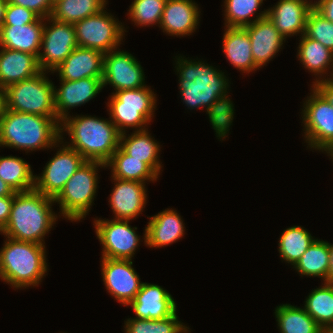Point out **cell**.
Returning a JSON list of instances; mask_svg holds the SVG:
<instances>
[{"instance_id": "6da1fadb", "label": "cell", "mask_w": 333, "mask_h": 333, "mask_svg": "<svg viewBox=\"0 0 333 333\" xmlns=\"http://www.w3.org/2000/svg\"><path fill=\"white\" fill-rule=\"evenodd\" d=\"M175 57L183 103L190 110L205 108L216 136L223 141L234 119V105L227 95L228 78L205 61Z\"/></svg>"}, {"instance_id": "7a4b0ae2", "label": "cell", "mask_w": 333, "mask_h": 333, "mask_svg": "<svg viewBox=\"0 0 333 333\" xmlns=\"http://www.w3.org/2000/svg\"><path fill=\"white\" fill-rule=\"evenodd\" d=\"M52 204L53 198L35 189L15 193L9 220L0 233L15 240L44 245L45 235L51 231L58 217Z\"/></svg>"}, {"instance_id": "3957f363", "label": "cell", "mask_w": 333, "mask_h": 333, "mask_svg": "<svg viewBox=\"0 0 333 333\" xmlns=\"http://www.w3.org/2000/svg\"><path fill=\"white\" fill-rule=\"evenodd\" d=\"M68 133L67 146L79 152L86 161L106 164L120 144V133L111 120L96 116H68L60 123V136ZM68 143V144H67Z\"/></svg>"}, {"instance_id": "277c9868", "label": "cell", "mask_w": 333, "mask_h": 333, "mask_svg": "<svg viewBox=\"0 0 333 333\" xmlns=\"http://www.w3.org/2000/svg\"><path fill=\"white\" fill-rule=\"evenodd\" d=\"M60 140L57 117L33 115L6 109L0 119V147L35 151L52 149Z\"/></svg>"}, {"instance_id": "5b68a950", "label": "cell", "mask_w": 333, "mask_h": 333, "mask_svg": "<svg viewBox=\"0 0 333 333\" xmlns=\"http://www.w3.org/2000/svg\"><path fill=\"white\" fill-rule=\"evenodd\" d=\"M4 237L0 279L15 289L38 286L48 271L45 245Z\"/></svg>"}, {"instance_id": "8992f818", "label": "cell", "mask_w": 333, "mask_h": 333, "mask_svg": "<svg viewBox=\"0 0 333 333\" xmlns=\"http://www.w3.org/2000/svg\"><path fill=\"white\" fill-rule=\"evenodd\" d=\"M156 101V94L149 86L112 92L107 102L109 119L120 134L126 133L128 128L147 129L154 117Z\"/></svg>"}, {"instance_id": "52a82bcc", "label": "cell", "mask_w": 333, "mask_h": 333, "mask_svg": "<svg viewBox=\"0 0 333 333\" xmlns=\"http://www.w3.org/2000/svg\"><path fill=\"white\" fill-rule=\"evenodd\" d=\"M106 164L98 161H86L68 180L61 192L54 198L60 214L72 222L85 218L94 203L98 186V168Z\"/></svg>"}, {"instance_id": "ba28073f", "label": "cell", "mask_w": 333, "mask_h": 333, "mask_svg": "<svg viewBox=\"0 0 333 333\" xmlns=\"http://www.w3.org/2000/svg\"><path fill=\"white\" fill-rule=\"evenodd\" d=\"M38 74L5 88L6 107L15 112L47 117H57L54 107V84L46 76Z\"/></svg>"}, {"instance_id": "9c48e42d", "label": "cell", "mask_w": 333, "mask_h": 333, "mask_svg": "<svg viewBox=\"0 0 333 333\" xmlns=\"http://www.w3.org/2000/svg\"><path fill=\"white\" fill-rule=\"evenodd\" d=\"M310 89L312 94L301 112L305 142L307 148L325 151L328 156L333 152V107L313 86Z\"/></svg>"}, {"instance_id": "30bf717a", "label": "cell", "mask_w": 333, "mask_h": 333, "mask_svg": "<svg viewBox=\"0 0 333 333\" xmlns=\"http://www.w3.org/2000/svg\"><path fill=\"white\" fill-rule=\"evenodd\" d=\"M74 27L79 47L96 49L104 54L119 49L126 32L122 22L104 9L78 21Z\"/></svg>"}, {"instance_id": "8fae6325", "label": "cell", "mask_w": 333, "mask_h": 333, "mask_svg": "<svg viewBox=\"0 0 333 333\" xmlns=\"http://www.w3.org/2000/svg\"><path fill=\"white\" fill-rule=\"evenodd\" d=\"M63 136L56 143L58 151L43 168L40 176L35 175L34 189L43 195L55 198L64 188L68 180L86 162L75 149L63 143ZM59 144H63L59 146ZM63 146V147H62Z\"/></svg>"}, {"instance_id": "7c38bea8", "label": "cell", "mask_w": 333, "mask_h": 333, "mask_svg": "<svg viewBox=\"0 0 333 333\" xmlns=\"http://www.w3.org/2000/svg\"><path fill=\"white\" fill-rule=\"evenodd\" d=\"M77 46L74 24L57 21L51 17L44 18L41 41L43 52L38 56L40 70L52 73Z\"/></svg>"}, {"instance_id": "4fadbf2b", "label": "cell", "mask_w": 333, "mask_h": 333, "mask_svg": "<svg viewBox=\"0 0 333 333\" xmlns=\"http://www.w3.org/2000/svg\"><path fill=\"white\" fill-rule=\"evenodd\" d=\"M93 223L103 247L101 258L132 260L141 241L136 233L137 227L130 226L129 220L121 219L95 218Z\"/></svg>"}, {"instance_id": "5bb4252c", "label": "cell", "mask_w": 333, "mask_h": 333, "mask_svg": "<svg viewBox=\"0 0 333 333\" xmlns=\"http://www.w3.org/2000/svg\"><path fill=\"white\" fill-rule=\"evenodd\" d=\"M103 87L111 85L115 92L146 86L140 62L127 51L111 50L104 54Z\"/></svg>"}, {"instance_id": "9a60e30c", "label": "cell", "mask_w": 333, "mask_h": 333, "mask_svg": "<svg viewBox=\"0 0 333 333\" xmlns=\"http://www.w3.org/2000/svg\"><path fill=\"white\" fill-rule=\"evenodd\" d=\"M101 274L106 290L122 305H129L141 289L132 260L101 258Z\"/></svg>"}, {"instance_id": "2e32d148", "label": "cell", "mask_w": 333, "mask_h": 333, "mask_svg": "<svg viewBox=\"0 0 333 333\" xmlns=\"http://www.w3.org/2000/svg\"><path fill=\"white\" fill-rule=\"evenodd\" d=\"M103 77L82 78L77 81L60 79V88L54 86V107L57 120L61 123L68 117L69 109L88 103L101 92Z\"/></svg>"}, {"instance_id": "e0dca14e", "label": "cell", "mask_w": 333, "mask_h": 333, "mask_svg": "<svg viewBox=\"0 0 333 333\" xmlns=\"http://www.w3.org/2000/svg\"><path fill=\"white\" fill-rule=\"evenodd\" d=\"M114 187L109 203L114 213V219L132 220L139 216L147 201L146 183L112 178Z\"/></svg>"}, {"instance_id": "ac0fdd59", "label": "cell", "mask_w": 333, "mask_h": 333, "mask_svg": "<svg viewBox=\"0 0 333 333\" xmlns=\"http://www.w3.org/2000/svg\"><path fill=\"white\" fill-rule=\"evenodd\" d=\"M128 306L132 307L137 319H163L177 311L175 300L167 290L146 282Z\"/></svg>"}, {"instance_id": "d6986e66", "label": "cell", "mask_w": 333, "mask_h": 333, "mask_svg": "<svg viewBox=\"0 0 333 333\" xmlns=\"http://www.w3.org/2000/svg\"><path fill=\"white\" fill-rule=\"evenodd\" d=\"M243 28L250 37L252 57L259 68L267 65L286 41L268 16Z\"/></svg>"}, {"instance_id": "ffe728a7", "label": "cell", "mask_w": 333, "mask_h": 333, "mask_svg": "<svg viewBox=\"0 0 333 333\" xmlns=\"http://www.w3.org/2000/svg\"><path fill=\"white\" fill-rule=\"evenodd\" d=\"M200 13L195 1L167 0L159 28L170 36H189L199 25Z\"/></svg>"}, {"instance_id": "44dd1931", "label": "cell", "mask_w": 333, "mask_h": 333, "mask_svg": "<svg viewBox=\"0 0 333 333\" xmlns=\"http://www.w3.org/2000/svg\"><path fill=\"white\" fill-rule=\"evenodd\" d=\"M104 53L77 46L52 73L59 79L77 81L82 78L103 77Z\"/></svg>"}, {"instance_id": "7402d4cb", "label": "cell", "mask_w": 333, "mask_h": 333, "mask_svg": "<svg viewBox=\"0 0 333 333\" xmlns=\"http://www.w3.org/2000/svg\"><path fill=\"white\" fill-rule=\"evenodd\" d=\"M183 219L174 209L167 208L151 216L144 230V244L159 248L176 243L185 234Z\"/></svg>"}, {"instance_id": "603a6c76", "label": "cell", "mask_w": 333, "mask_h": 333, "mask_svg": "<svg viewBox=\"0 0 333 333\" xmlns=\"http://www.w3.org/2000/svg\"><path fill=\"white\" fill-rule=\"evenodd\" d=\"M312 9L304 0H279L267 9V16L286 39L305 33L307 17Z\"/></svg>"}, {"instance_id": "cb8c5ba5", "label": "cell", "mask_w": 333, "mask_h": 333, "mask_svg": "<svg viewBox=\"0 0 333 333\" xmlns=\"http://www.w3.org/2000/svg\"><path fill=\"white\" fill-rule=\"evenodd\" d=\"M44 18L27 25H3L0 28V47L35 55L41 52Z\"/></svg>"}, {"instance_id": "d4e9b609", "label": "cell", "mask_w": 333, "mask_h": 333, "mask_svg": "<svg viewBox=\"0 0 333 333\" xmlns=\"http://www.w3.org/2000/svg\"><path fill=\"white\" fill-rule=\"evenodd\" d=\"M38 58L27 52L0 48V87L23 81L40 72Z\"/></svg>"}, {"instance_id": "484cf974", "label": "cell", "mask_w": 333, "mask_h": 333, "mask_svg": "<svg viewBox=\"0 0 333 333\" xmlns=\"http://www.w3.org/2000/svg\"><path fill=\"white\" fill-rule=\"evenodd\" d=\"M222 41L223 52L233 67L248 74L259 69L253 60L250 37L244 28L225 27Z\"/></svg>"}, {"instance_id": "4316f807", "label": "cell", "mask_w": 333, "mask_h": 333, "mask_svg": "<svg viewBox=\"0 0 333 333\" xmlns=\"http://www.w3.org/2000/svg\"><path fill=\"white\" fill-rule=\"evenodd\" d=\"M299 41L297 58L305 69L312 74L314 73L315 77H319H316V79H314L315 81L312 83L314 84L325 79H333V52L319 41L308 38L304 34L300 36ZM328 68H332L331 71H329L330 75H327ZM324 74H326L327 78Z\"/></svg>"}, {"instance_id": "83f0119b", "label": "cell", "mask_w": 333, "mask_h": 333, "mask_svg": "<svg viewBox=\"0 0 333 333\" xmlns=\"http://www.w3.org/2000/svg\"><path fill=\"white\" fill-rule=\"evenodd\" d=\"M134 132V133H133ZM120 134L119 146L130 156L145 162L158 176L162 171L159 160L160 145L147 129Z\"/></svg>"}, {"instance_id": "f1b7e54d", "label": "cell", "mask_w": 333, "mask_h": 333, "mask_svg": "<svg viewBox=\"0 0 333 333\" xmlns=\"http://www.w3.org/2000/svg\"><path fill=\"white\" fill-rule=\"evenodd\" d=\"M106 167L111 168V178L120 180L157 181L158 175L143 161L128 155L120 146L106 163Z\"/></svg>"}, {"instance_id": "f546056e", "label": "cell", "mask_w": 333, "mask_h": 333, "mask_svg": "<svg viewBox=\"0 0 333 333\" xmlns=\"http://www.w3.org/2000/svg\"><path fill=\"white\" fill-rule=\"evenodd\" d=\"M275 317L280 333H324L318 323L306 312L291 304L278 305Z\"/></svg>"}, {"instance_id": "4dcf8cb0", "label": "cell", "mask_w": 333, "mask_h": 333, "mask_svg": "<svg viewBox=\"0 0 333 333\" xmlns=\"http://www.w3.org/2000/svg\"><path fill=\"white\" fill-rule=\"evenodd\" d=\"M0 178L15 192H26L34 189L35 175L21 157L0 156Z\"/></svg>"}, {"instance_id": "1f68e13d", "label": "cell", "mask_w": 333, "mask_h": 333, "mask_svg": "<svg viewBox=\"0 0 333 333\" xmlns=\"http://www.w3.org/2000/svg\"><path fill=\"white\" fill-rule=\"evenodd\" d=\"M107 0H54L51 18L75 24L106 8Z\"/></svg>"}, {"instance_id": "d6a6232c", "label": "cell", "mask_w": 333, "mask_h": 333, "mask_svg": "<svg viewBox=\"0 0 333 333\" xmlns=\"http://www.w3.org/2000/svg\"><path fill=\"white\" fill-rule=\"evenodd\" d=\"M293 268L301 277H319L325 282L329 268V242L316 239Z\"/></svg>"}, {"instance_id": "836d02e7", "label": "cell", "mask_w": 333, "mask_h": 333, "mask_svg": "<svg viewBox=\"0 0 333 333\" xmlns=\"http://www.w3.org/2000/svg\"><path fill=\"white\" fill-rule=\"evenodd\" d=\"M322 285L312 289L304 301V309L325 330L333 327V284Z\"/></svg>"}, {"instance_id": "e575fe53", "label": "cell", "mask_w": 333, "mask_h": 333, "mask_svg": "<svg viewBox=\"0 0 333 333\" xmlns=\"http://www.w3.org/2000/svg\"><path fill=\"white\" fill-rule=\"evenodd\" d=\"M316 239L304 227L286 228L278 241L280 259L294 266Z\"/></svg>"}, {"instance_id": "d590c367", "label": "cell", "mask_w": 333, "mask_h": 333, "mask_svg": "<svg viewBox=\"0 0 333 333\" xmlns=\"http://www.w3.org/2000/svg\"><path fill=\"white\" fill-rule=\"evenodd\" d=\"M263 0H225L224 1V20L225 27H245L254 23L255 21L265 18L267 10L259 11L262 6ZM257 15L252 19L254 14ZM251 17V18H250Z\"/></svg>"}, {"instance_id": "8d00e7d4", "label": "cell", "mask_w": 333, "mask_h": 333, "mask_svg": "<svg viewBox=\"0 0 333 333\" xmlns=\"http://www.w3.org/2000/svg\"><path fill=\"white\" fill-rule=\"evenodd\" d=\"M125 333H189V327L178 320L177 311L163 319L128 318L124 322Z\"/></svg>"}, {"instance_id": "74e56055", "label": "cell", "mask_w": 333, "mask_h": 333, "mask_svg": "<svg viewBox=\"0 0 333 333\" xmlns=\"http://www.w3.org/2000/svg\"><path fill=\"white\" fill-rule=\"evenodd\" d=\"M167 0H134L129 7V15L138 27L160 26L161 17Z\"/></svg>"}, {"instance_id": "f35d334b", "label": "cell", "mask_w": 333, "mask_h": 333, "mask_svg": "<svg viewBox=\"0 0 333 333\" xmlns=\"http://www.w3.org/2000/svg\"><path fill=\"white\" fill-rule=\"evenodd\" d=\"M304 35L319 41L333 52V23L314 8L308 14Z\"/></svg>"}, {"instance_id": "ab89813d", "label": "cell", "mask_w": 333, "mask_h": 333, "mask_svg": "<svg viewBox=\"0 0 333 333\" xmlns=\"http://www.w3.org/2000/svg\"><path fill=\"white\" fill-rule=\"evenodd\" d=\"M39 18L33 11L7 1L3 25H27L36 22Z\"/></svg>"}, {"instance_id": "60d3db41", "label": "cell", "mask_w": 333, "mask_h": 333, "mask_svg": "<svg viewBox=\"0 0 333 333\" xmlns=\"http://www.w3.org/2000/svg\"><path fill=\"white\" fill-rule=\"evenodd\" d=\"M9 3L25 7L40 18L50 17L53 10L54 0H7Z\"/></svg>"}, {"instance_id": "b9f144b4", "label": "cell", "mask_w": 333, "mask_h": 333, "mask_svg": "<svg viewBox=\"0 0 333 333\" xmlns=\"http://www.w3.org/2000/svg\"><path fill=\"white\" fill-rule=\"evenodd\" d=\"M312 86L327 100V102L333 107V79H325Z\"/></svg>"}, {"instance_id": "7bdbcfd3", "label": "cell", "mask_w": 333, "mask_h": 333, "mask_svg": "<svg viewBox=\"0 0 333 333\" xmlns=\"http://www.w3.org/2000/svg\"><path fill=\"white\" fill-rule=\"evenodd\" d=\"M13 203V196L0 197V231L6 226L11 207Z\"/></svg>"}, {"instance_id": "ee69618b", "label": "cell", "mask_w": 333, "mask_h": 333, "mask_svg": "<svg viewBox=\"0 0 333 333\" xmlns=\"http://www.w3.org/2000/svg\"><path fill=\"white\" fill-rule=\"evenodd\" d=\"M315 10L333 23V0H324L315 7Z\"/></svg>"}, {"instance_id": "f6af8a7d", "label": "cell", "mask_w": 333, "mask_h": 333, "mask_svg": "<svg viewBox=\"0 0 333 333\" xmlns=\"http://www.w3.org/2000/svg\"><path fill=\"white\" fill-rule=\"evenodd\" d=\"M325 283L333 284V244L329 243V268Z\"/></svg>"}, {"instance_id": "bcb514c9", "label": "cell", "mask_w": 333, "mask_h": 333, "mask_svg": "<svg viewBox=\"0 0 333 333\" xmlns=\"http://www.w3.org/2000/svg\"><path fill=\"white\" fill-rule=\"evenodd\" d=\"M15 192L0 178V197L14 196Z\"/></svg>"}, {"instance_id": "7dc6e473", "label": "cell", "mask_w": 333, "mask_h": 333, "mask_svg": "<svg viewBox=\"0 0 333 333\" xmlns=\"http://www.w3.org/2000/svg\"><path fill=\"white\" fill-rule=\"evenodd\" d=\"M6 93L5 88L0 87V119L6 111Z\"/></svg>"}, {"instance_id": "c3c4849f", "label": "cell", "mask_w": 333, "mask_h": 333, "mask_svg": "<svg viewBox=\"0 0 333 333\" xmlns=\"http://www.w3.org/2000/svg\"><path fill=\"white\" fill-rule=\"evenodd\" d=\"M7 5V0H0V28L4 23L5 8Z\"/></svg>"}, {"instance_id": "681fc988", "label": "cell", "mask_w": 333, "mask_h": 333, "mask_svg": "<svg viewBox=\"0 0 333 333\" xmlns=\"http://www.w3.org/2000/svg\"><path fill=\"white\" fill-rule=\"evenodd\" d=\"M308 5H310L312 8L315 9V7L317 5H319L320 3H322L324 0H314V2H312V0L309 2V0H304Z\"/></svg>"}, {"instance_id": "f907efd6", "label": "cell", "mask_w": 333, "mask_h": 333, "mask_svg": "<svg viewBox=\"0 0 333 333\" xmlns=\"http://www.w3.org/2000/svg\"><path fill=\"white\" fill-rule=\"evenodd\" d=\"M324 333H333V327H331L329 329H325Z\"/></svg>"}, {"instance_id": "816d5d0a", "label": "cell", "mask_w": 333, "mask_h": 333, "mask_svg": "<svg viewBox=\"0 0 333 333\" xmlns=\"http://www.w3.org/2000/svg\"><path fill=\"white\" fill-rule=\"evenodd\" d=\"M329 156L331 157L330 159H332L333 161V152Z\"/></svg>"}]
</instances>
